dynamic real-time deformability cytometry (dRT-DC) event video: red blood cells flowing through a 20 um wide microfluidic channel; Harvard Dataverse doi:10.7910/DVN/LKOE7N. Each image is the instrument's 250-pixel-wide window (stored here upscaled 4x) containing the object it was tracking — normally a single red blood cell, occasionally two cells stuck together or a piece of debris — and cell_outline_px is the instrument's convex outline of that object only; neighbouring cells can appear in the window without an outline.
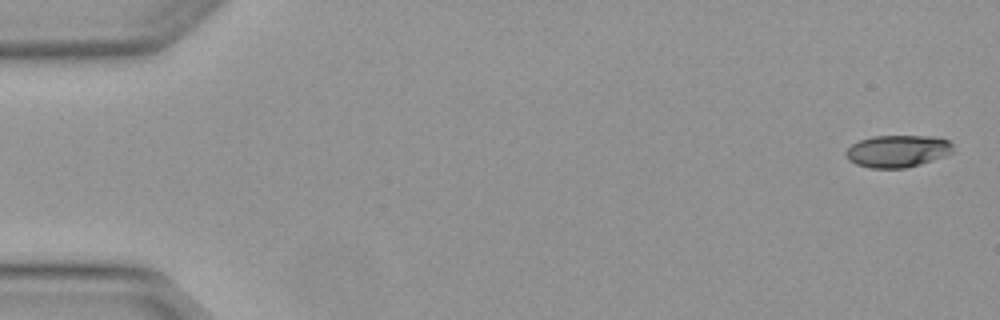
{"species": "Egyptian fruit bat (a non-hibernating species)", "species_latin": "Rousettus aegyptiacus", "temperature_condition": "warm", "stored_images_in_passage": 8, "camera_frame_rate_fps": 3000, "um_per_image_px": 0.085, "animal": {"sex": "female"}, "frame": {"image": 1, "passage_image": 1, "time_ms": 0.0, "image_size_px": [1000, 320], "cell_outline_px": [[952, 152], [944, 156], [920, 164], [904, 168], [868, 168], [856, 164], [848, 160], [844, 152], [852, 144], [860, 140], [872, 136], [928, 136], [948, 140], [952, 144]], "centroid_in_image_um": [76.25, 12.85], "position_along_channel_um": 8.8, "area_um2": 20.0}}
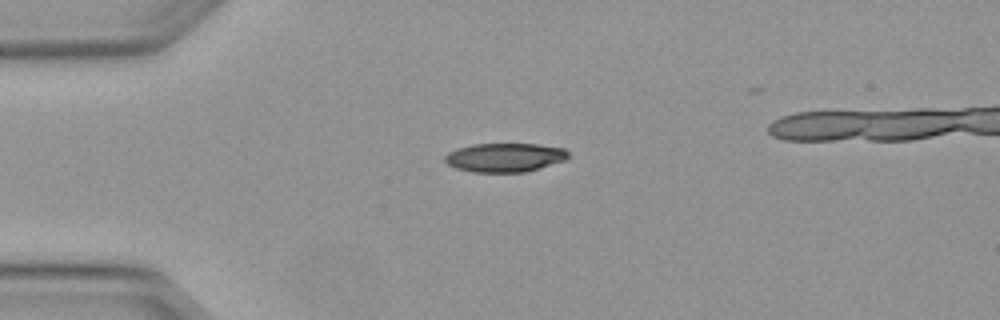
{"frame": {"image": 2, "passage_image": 4, "time_ms": 1.0, "image_size_px": [1000, 320], "cell_outline_px": [[568, 156], [564, 160], [524, 172], [472, 172], [456, 168], [448, 164], [444, 160], [444, 156], [448, 152], [456, 148], [472, 144], [536, 144], [564, 148], [568, 152]], "centroid_in_image_um": [42.85, 13.38], "position_along_channel_um": 42.1, "area_um2": 20.63}}